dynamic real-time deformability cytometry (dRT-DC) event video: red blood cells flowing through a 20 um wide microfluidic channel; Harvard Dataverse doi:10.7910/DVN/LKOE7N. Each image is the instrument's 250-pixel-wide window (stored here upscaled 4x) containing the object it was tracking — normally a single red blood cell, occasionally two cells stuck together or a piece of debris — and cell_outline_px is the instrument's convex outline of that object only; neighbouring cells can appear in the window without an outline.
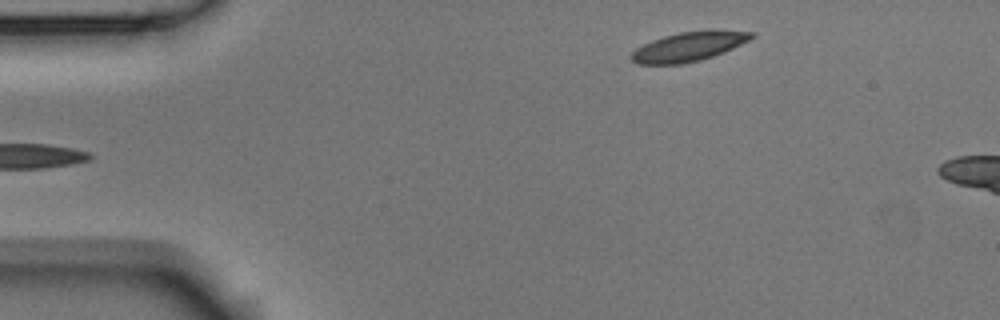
{"species": "Egyptian fruit bat (a non-hibernating species)", "species_latin": "Rousettus aegyptiacus", "temperature_condition": "room temperature", "stored_images_in_passage": 5, "camera_frame_rate_fps": 3000, "um_per_image_px": 0.085, "animal": {"sex": "male"}, "frame": {"image": 1, "passage_image": 5, "time_ms": 1.333, "image_size_px": [1000, 320], "cell_outline_px": [[756, 36], [724, 52], [700, 60], [684, 64], [636, 64], [628, 56], [636, 48], [652, 40], [664, 36], [680, 32], [756, 32]], "centroid_in_image_um": [58.44, 4.0], "position_along_channel_um": 26.6, "area_um2": 19.83}}